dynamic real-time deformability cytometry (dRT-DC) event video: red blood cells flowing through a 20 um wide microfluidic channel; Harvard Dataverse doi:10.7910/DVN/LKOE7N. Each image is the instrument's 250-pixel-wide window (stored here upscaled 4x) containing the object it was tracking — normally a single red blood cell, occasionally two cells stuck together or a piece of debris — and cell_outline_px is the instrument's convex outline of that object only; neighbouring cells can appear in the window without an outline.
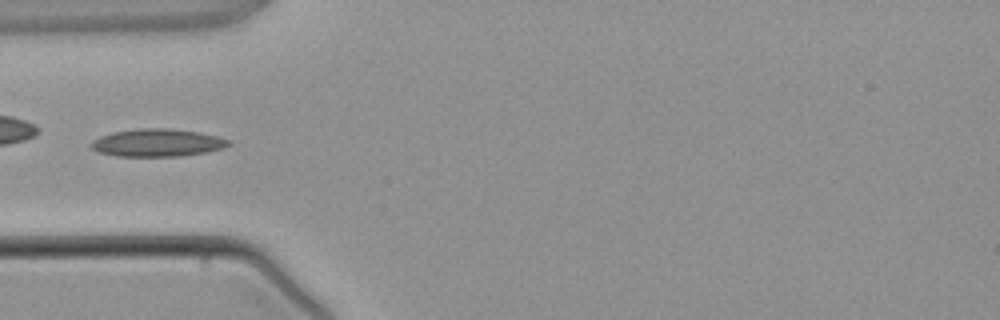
{"species": "common noctule bat (a hibernating species)", "species_latin": "Nyctalus noctula", "temperature_condition": "warm", "stored_images_in_passage": 4, "camera_frame_rate_fps": 3000, "um_per_image_px": 0.085, "animal": {"sex": "male", "body_mass_g": 21.5, "forearm_length_mm": 52.0}, "frame": {"image": 1, "passage_image": 4, "time_ms": 4.0, "image_size_px": [1000, 320], "cell_outline_px": [[232, 144], [224, 148], [204, 152], [180, 156], [116, 156], [96, 152], [88, 144], [92, 140], [100, 136], [112, 132], [140, 128], [168, 128], [200, 132], [216, 136], [228, 140]], "centroid_in_image_um": [13.33, 12.13], "position_along_channel_um": 71.7, "area_um2": 22.25}}